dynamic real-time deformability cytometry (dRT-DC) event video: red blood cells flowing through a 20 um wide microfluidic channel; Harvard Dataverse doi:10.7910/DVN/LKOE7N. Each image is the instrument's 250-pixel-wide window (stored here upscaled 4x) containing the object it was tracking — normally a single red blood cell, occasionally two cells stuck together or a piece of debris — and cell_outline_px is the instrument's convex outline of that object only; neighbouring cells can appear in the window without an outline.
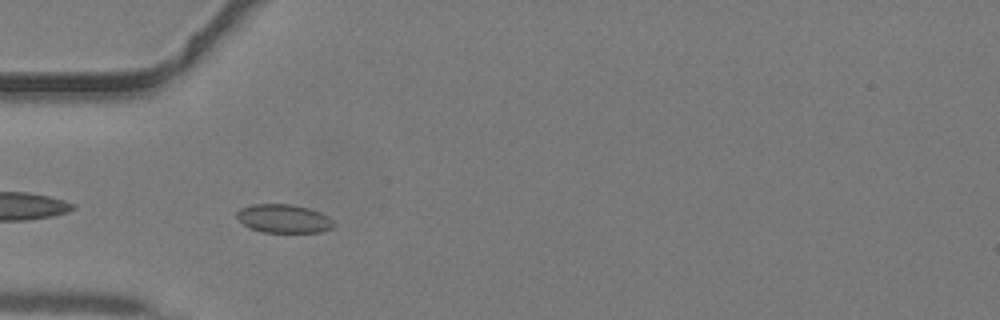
{"species": "common noctule bat (a hibernating species)", "species_latin": "Nyctalus noctula", "temperature_condition": "warm", "stored_images_in_passage": 43, "camera_frame_rate_fps": 3000, "um_per_image_px": 0.085, "animal": {"sex": "male", "body_mass_g": 19.2, "forearm_length_mm": 51.8}, "frame": {"image": 1, "passage_image": 13, "time_ms": 4.0, "image_size_px": [1000, 320], "cell_outline_px": [[336, 224], [332, 228], [320, 232], [264, 232], [248, 228], [236, 216], [236, 212], [240, 208], [252, 204], [292, 204], [308, 208], [320, 212], [328, 216]], "centroid_in_image_um": [24.12, 18.58], "position_along_channel_um": 60.9, "area_um2": 16.18}}
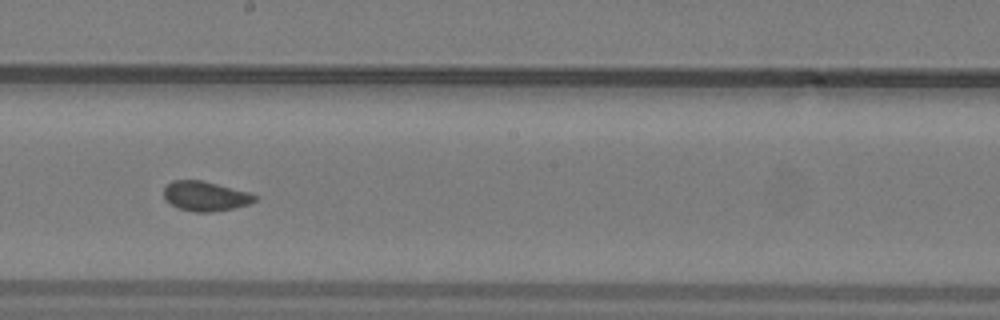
{"frame": {"image": 2, "passage_image": 24, "time_ms": 7.667, "image_size_px": [1000, 320], "cell_outline_px": [[256, 200], [248, 204], [232, 208], [212, 212], [196, 212], [180, 208], [172, 204], [164, 196], [164, 188], [172, 180], [204, 180], [248, 192], [256, 196]], "centroid_in_image_um": [17.46, 16.65], "position_along_channel_um": 230.7, "area_um2": 15.49}}
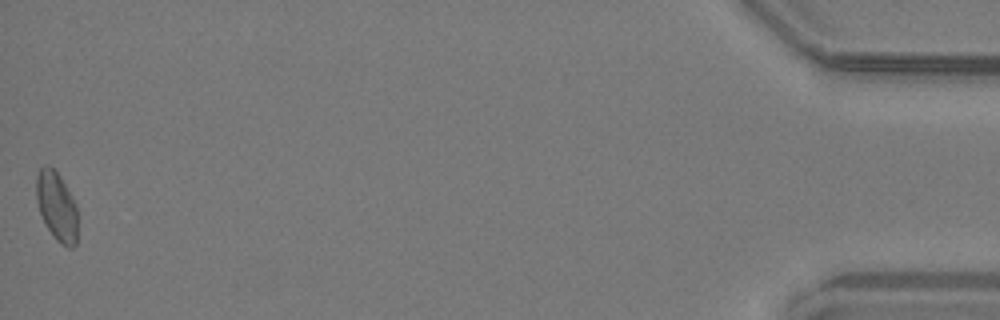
{"frame": {"image": 3, "passage_image": 43, "time_ms": 14.0, "image_size_px": [1000, 320], "cell_outline_px": [[76, 244], [72, 248], [68, 248], [60, 244], [56, 240], [48, 228], [40, 212], [36, 200], [36, 176], [40, 168], [44, 164], [48, 164], [60, 176], [72, 196], [76, 204]], "centroid_in_image_um": [4.81, 17.52], "position_along_channel_um": 430.4, "area_um2": 16.53}}